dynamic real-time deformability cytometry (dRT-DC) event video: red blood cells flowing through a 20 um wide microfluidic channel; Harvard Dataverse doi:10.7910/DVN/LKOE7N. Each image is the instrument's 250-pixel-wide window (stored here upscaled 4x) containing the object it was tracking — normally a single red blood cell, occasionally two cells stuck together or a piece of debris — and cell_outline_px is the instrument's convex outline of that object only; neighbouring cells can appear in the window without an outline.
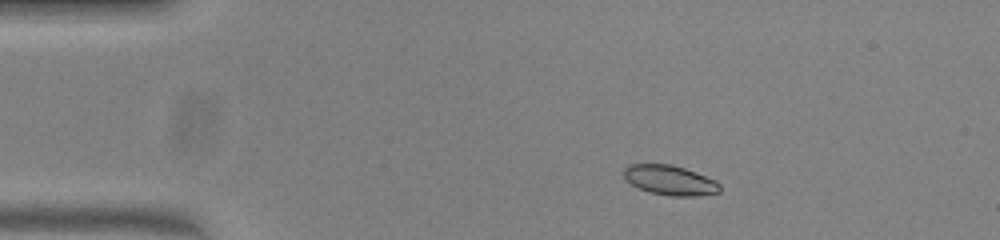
{"species": "common noctule bat (a hibernating species)", "species_latin": "Nyctalus noctula", "temperature_condition": "warm", "stored_images_in_passage": 44, "camera_frame_rate_fps": 3000, "um_per_image_px": 0.085, "animal": {"sex": "female", "body_mass_g": 23.0, "forearm_length_mm": 53.4}, "frame": {"image": 1, "passage_image": 2, "time_ms": 0.333, "image_size_px": [1000, 240], "cell_outline_px": [[720, 192], [696, 196], [672, 196], [652, 192], [640, 188], [632, 184], [624, 176], [624, 168], [628, 164], [672, 164], [696, 172], [716, 180], [720, 184]], "centroid_in_image_um": [56.98, 15.31], "position_along_channel_um": 28.0, "area_um2": 16.53}}
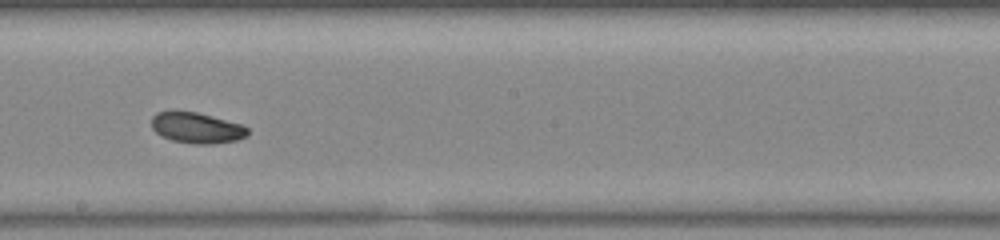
{"frame": {"image": 2, "passage_image": 22, "time_ms": 7.0, "image_size_px": [1000, 240], "cell_outline_px": [[248, 136], [236, 140], [212, 144], [196, 144], [172, 140], [160, 136], [152, 128], [152, 116], [156, 112], [172, 108], [196, 112], [240, 124], [248, 128]], "centroid_in_image_um": [16.65, 10.83], "position_along_channel_um": 231.5, "area_um2": 17.57}}
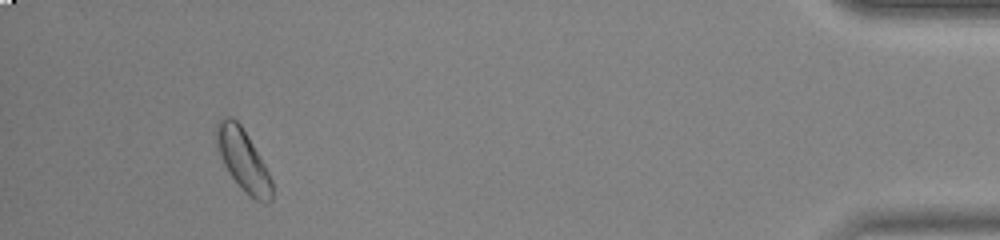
{"frame": {"image": 3, "passage_image": 41, "time_ms": 13.333, "image_size_px": [1000, 240], "cell_outline_px": [[272, 200], [268, 204], [264, 204], [256, 200], [240, 188], [228, 172], [224, 164], [216, 140], [216, 124], [224, 116], [232, 116], [240, 124], [248, 136], [264, 164], [272, 180]], "centroid_in_image_um": [20.68, 13.62], "position_along_channel_um": 414.5, "area_um2": 19.71}}